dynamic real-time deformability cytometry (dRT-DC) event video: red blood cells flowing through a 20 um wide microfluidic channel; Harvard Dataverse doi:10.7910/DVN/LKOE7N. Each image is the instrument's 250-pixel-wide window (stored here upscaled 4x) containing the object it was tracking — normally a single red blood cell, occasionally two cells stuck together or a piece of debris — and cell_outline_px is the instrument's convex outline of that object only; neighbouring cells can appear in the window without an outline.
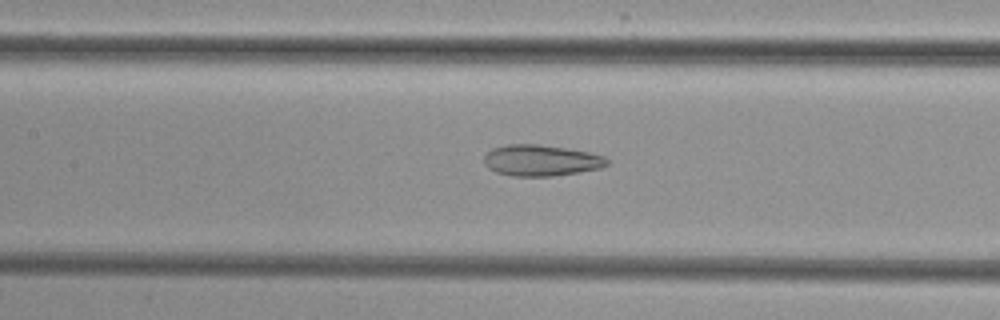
{"species": "common noctule bat (a hibernating species)", "species_latin": "Nyctalus noctula", "temperature_condition": "cold", "stored_images_in_passage": 33, "camera_frame_rate_fps": 3000, "um_per_image_px": 0.085, "animal": {"sex": "female", "body_mass_g": 29.2, "forearm_length_mm": 56.3}, "frame": {"image": 1, "passage_image": 12, "time_ms": 3.667, "image_size_px": [1000, 320], "cell_outline_px": [[608, 164], [600, 168], [580, 172], [552, 176], [512, 176], [496, 172], [488, 168], [484, 164], [484, 156], [492, 148], [508, 144], [540, 144], [588, 152], [604, 156], [608, 160]], "centroid_in_image_um": [45.97, 13.63], "position_along_channel_um": 161.4, "area_um2": 22.31}}
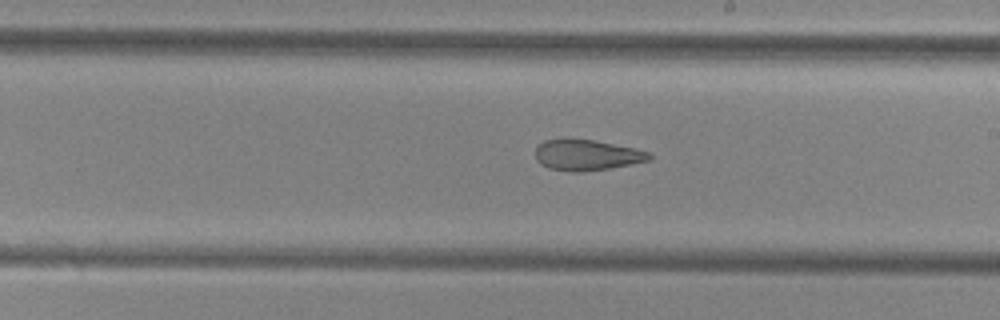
{"frame": {"image": 2, "passage_image": 18, "time_ms": 5.667, "image_size_px": [1000, 320], "cell_outline_px": [[652, 160], [632, 164], [584, 172], [572, 172], [548, 168], [540, 164], [536, 160], [536, 148], [544, 140], [564, 136], [596, 140], [636, 148], [652, 152]], "centroid_in_image_um": [49.88, 13.14], "position_along_channel_um": 239.1, "area_um2": 21.21}}
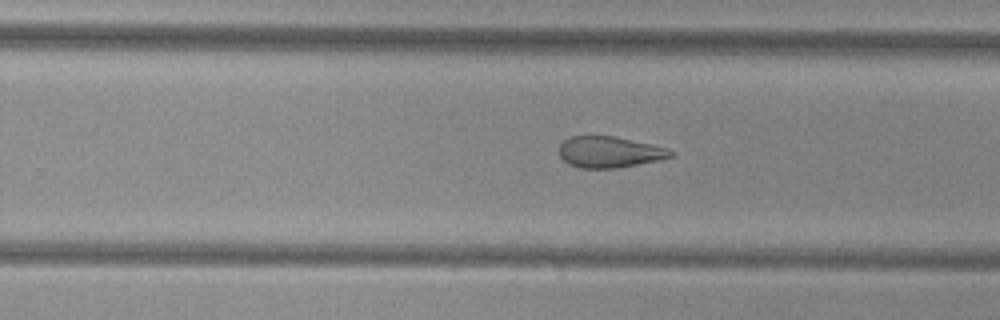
{"frame": {"image": 3, "passage_image": 21, "time_ms": 6.667, "image_size_px": [1000, 320], "cell_outline_px": [[676, 156], [660, 160], [616, 168], [580, 168], [568, 164], [560, 156], [560, 144], [564, 140], [572, 136], [616, 136], [652, 144], [668, 148], [676, 152]], "centroid_in_image_um": [51.86, 12.92], "position_along_channel_um": 277.9, "area_um2": 20.46}}